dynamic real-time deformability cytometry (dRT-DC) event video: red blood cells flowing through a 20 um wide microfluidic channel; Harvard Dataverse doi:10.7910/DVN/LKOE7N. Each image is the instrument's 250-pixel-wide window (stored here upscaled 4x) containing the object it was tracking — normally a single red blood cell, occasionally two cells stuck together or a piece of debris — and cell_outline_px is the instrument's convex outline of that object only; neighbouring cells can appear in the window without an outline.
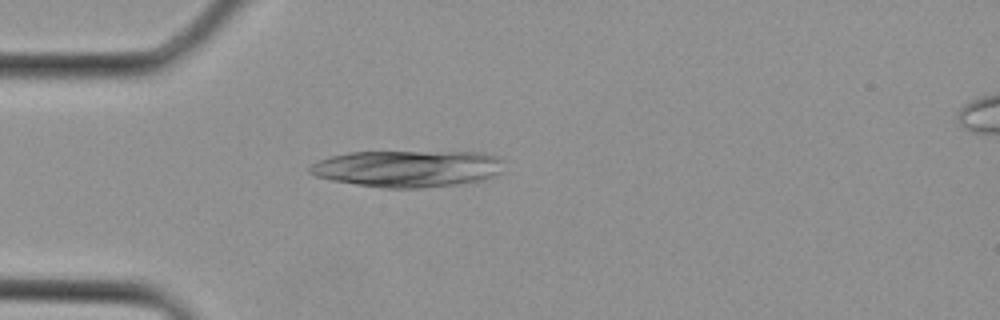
{"species": "Egyptian fruit bat (a non-hibernating species)", "species_latin": "Rousettus aegyptiacus", "temperature_condition": "cold", "stored_images_in_passage": 3, "camera_frame_rate_fps": 3000, "um_per_image_px": 0.085, "animal": {"sex": "female"}, "frame": {"image": 1, "passage_image": 2, "time_ms": 0.333, "image_size_px": [1000, 320], "cell_outline_px": [[508, 160], [500, 172], [484, 180], [456, 184], [420, 188], [380, 188], [332, 180], [316, 176], [308, 172], [308, 168], [312, 164], [320, 160], [332, 156], [348, 152], [484, 152], [500, 156]], "centroid_in_image_um": [34.72, 14.32], "position_along_channel_um": 50.3, "area_um2": 41.96}}